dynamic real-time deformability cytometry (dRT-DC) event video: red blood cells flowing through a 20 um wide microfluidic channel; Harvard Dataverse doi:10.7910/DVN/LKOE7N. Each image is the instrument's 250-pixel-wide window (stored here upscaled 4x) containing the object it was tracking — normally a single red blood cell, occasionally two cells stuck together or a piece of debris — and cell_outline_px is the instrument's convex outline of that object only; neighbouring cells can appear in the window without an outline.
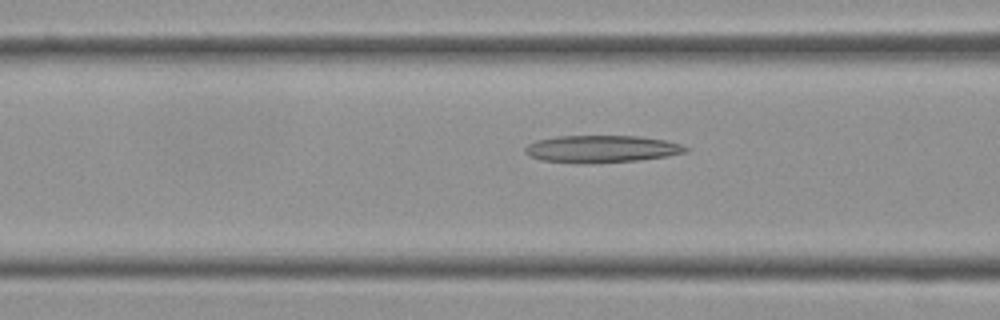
{"species": "Egyptian fruit bat (a non-hibernating species)", "species_latin": "Rousettus aegyptiacus", "temperature_condition": "cold", "stored_images_in_passage": 36, "camera_frame_rate_fps": 3000, "um_per_image_px": 0.085, "frame": {"image": 1, "passage_image": 8, "time_ms": 2.333, "image_size_px": [1000, 320], "cell_outline_px": [[688, 152], [668, 156], [636, 160], [592, 164], [580, 164], [540, 160], [528, 156], [524, 152], [524, 148], [528, 144], [536, 140], [556, 136], [640, 136], [664, 140], [680, 144], [688, 148]], "centroid_in_image_um": [51.08, 12.67], "position_along_channel_um": 115.5, "area_um2": 25.78}}
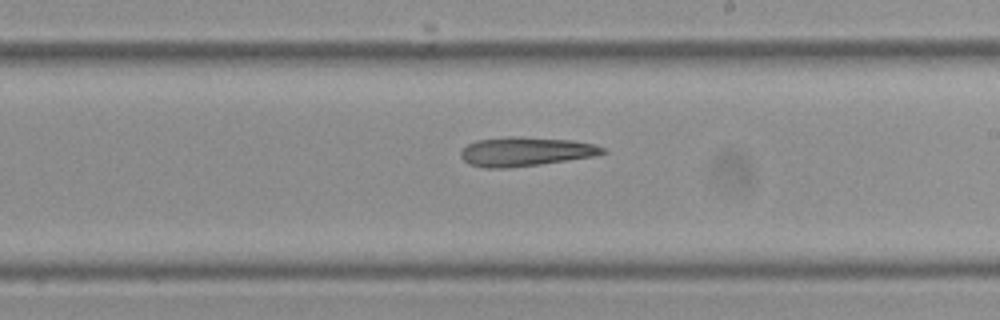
{"frame": {"image": 2, "passage_image": 19, "time_ms": 6.0, "image_size_px": [1000, 320], "cell_outline_px": [[608, 152], [596, 156], [540, 164], [508, 168], [484, 168], [468, 164], [460, 156], [460, 152], [468, 144], [476, 140], [508, 136], [516, 136], [572, 140], [592, 144], [608, 148]], "centroid_in_image_um": [44.68, 12.88], "position_along_channel_um": 244.3, "area_um2": 24.28}}
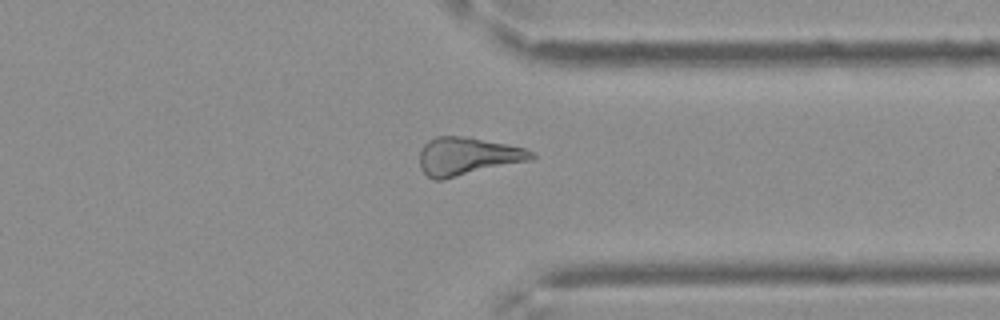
{"frame": {"image": 3, "passage_image": 30, "time_ms": 9.667, "image_size_px": [1000, 320], "cell_outline_px": [[536, 156], [532, 160], [444, 180], [432, 180], [420, 168], [420, 152], [424, 144], [428, 140], [436, 136], [468, 136], [508, 144], [524, 148], [532, 152]], "centroid_in_image_um": [39.74, 13.29], "position_along_channel_um": 371.7, "area_um2": 25.09}}